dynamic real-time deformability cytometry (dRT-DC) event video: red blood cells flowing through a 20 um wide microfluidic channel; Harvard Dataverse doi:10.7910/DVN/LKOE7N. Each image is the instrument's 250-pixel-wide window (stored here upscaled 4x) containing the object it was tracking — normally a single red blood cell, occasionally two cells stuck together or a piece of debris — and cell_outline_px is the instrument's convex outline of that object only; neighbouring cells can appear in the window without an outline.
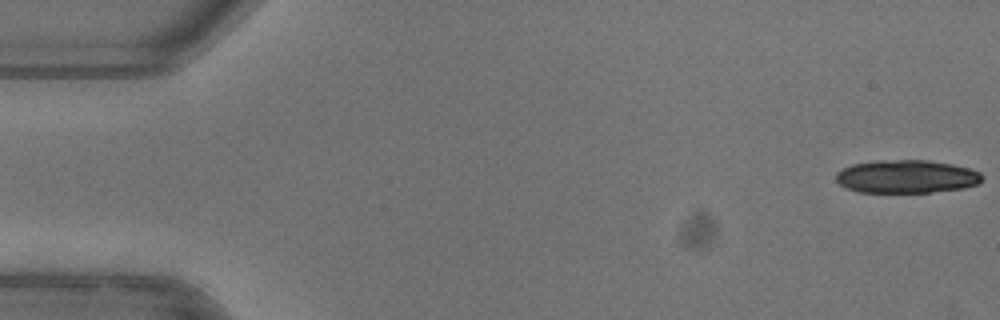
{"species": "common noctule bat (a hibernating species)", "species_latin": "Nyctalus noctula", "temperature_condition": "warm", "stored_images_in_passage": 53, "segment_of_instrument_passage": [1, 2], "camera_frame_rate_fps": 3000, "um_per_image_px": 0.085, "animal": {"sex": "female"}, "frame": {"image": 1, "passage_image": 1, "time_ms": 0.0, "image_size_px": [1000, 320], "cell_outline_px": [[984, 176], [980, 184], [964, 188], [932, 192], [860, 192], [844, 188], [836, 180], [836, 172], [852, 164], [872, 160], [928, 160], [952, 164], [968, 168], [980, 172]], "centroid_in_image_um": [77.06, 15.0], "position_along_channel_um": 7.9, "area_um2": 28.5}}
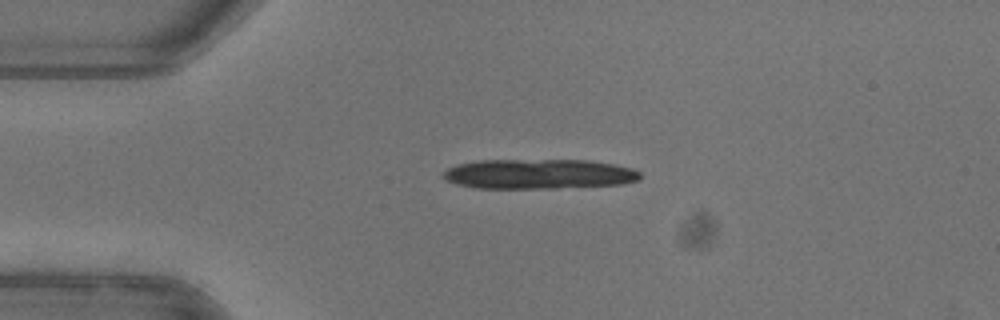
{"frame": {"image": 2, "passage_image": 12, "time_ms": 3.667, "image_size_px": [1000, 320], "cell_outline_px": [[640, 180], [624, 184], [556, 188], [476, 188], [456, 184], [440, 176], [448, 168], [456, 164], [476, 160], [588, 160], [612, 164], [632, 168], [640, 172]], "centroid_in_image_um": [45.79, 14.79], "position_along_channel_um": 39.2, "area_um2": 34.45}}